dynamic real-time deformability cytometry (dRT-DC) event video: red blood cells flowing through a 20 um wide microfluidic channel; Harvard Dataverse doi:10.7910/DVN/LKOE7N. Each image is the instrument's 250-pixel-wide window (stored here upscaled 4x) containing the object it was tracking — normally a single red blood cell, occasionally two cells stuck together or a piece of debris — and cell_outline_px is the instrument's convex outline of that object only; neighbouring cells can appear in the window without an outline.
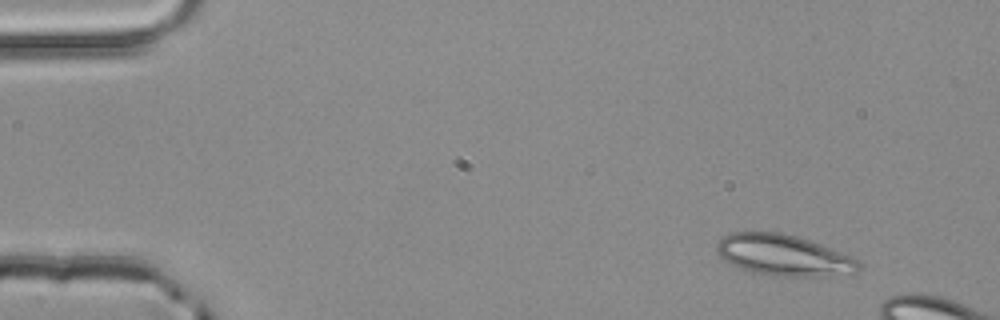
{"species": "common noctule bat (a hibernating species)", "species_latin": "Nyctalus noctula", "temperature_condition": "room temperature", "stored_images_in_passage": 3, "camera_frame_rate_fps": 3000, "um_per_image_px": 0.085, "animal": {"sex": "male", "body_mass_g": 20.4}, "frame": {"image": 1, "passage_image": 1, "time_ms": 0.0, "image_size_px": [1000, 320], "cell_outline_px": [[860, 268], [856, 272], [828, 276], [772, 276], [752, 272], [740, 268], [724, 260], [716, 252], [716, 244], [724, 236], [732, 232], [780, 232], [796, 236], [820, 244], [852, 256], [860, 260]], "centroid_in_image_um": [66.61, 21.7], "position_along_channel_um": 18.4, "area_um2": 33.99}}